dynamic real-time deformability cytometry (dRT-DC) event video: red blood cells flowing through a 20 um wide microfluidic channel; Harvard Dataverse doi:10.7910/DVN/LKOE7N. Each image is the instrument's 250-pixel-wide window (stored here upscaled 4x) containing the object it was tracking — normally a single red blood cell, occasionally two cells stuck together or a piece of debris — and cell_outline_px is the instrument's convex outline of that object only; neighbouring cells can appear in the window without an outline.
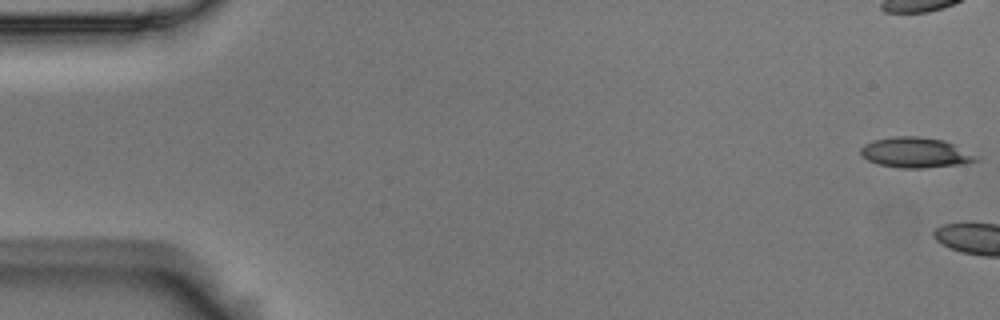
{"species": "Egyptian fruit bat (a non-hibernating species)", "species_latin": "Rousettus aegyptiacus", "temperature_condition": "room temperature", "stored_images_in_passage": 7, "camera_frame_rate_fps": 3000, "um_per_image_px": 0.085, "animal": {"sex": "male"}, "frame": {"image": 1, "passage_image": 1, "time_ms": 0.0, "image_size_px": [1000, 320], "cell_outline_px": [[980, 160], [968, 164], [924, 168], [900, 168], [880, 164], [868, 160], [860, 156], [860, 148], [864, 144], [872, 140], [892, 136], [920, 136], [944, 140], [976, 156]], "centroid_in_image_um": [77.79, 12.97], "position_along_channel_um": 7.2, "area_um2": 20.52}}
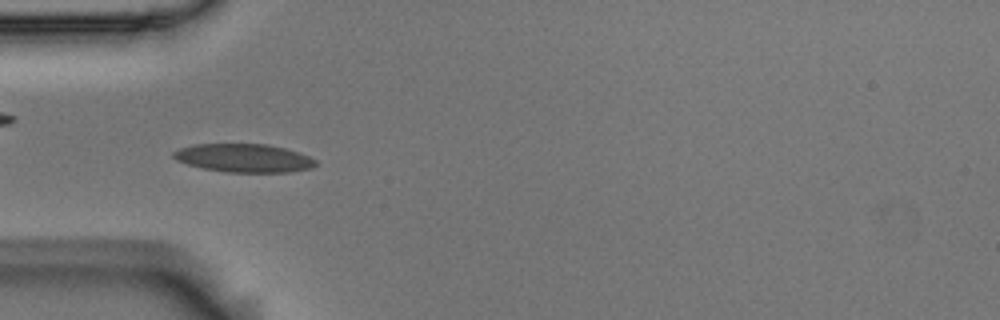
{"frame": {"image": 2, "passage_image": 6, "time_ms": 1.667, "image_size_px": [1000, 320], "cell_outline_px": [[316, 164], [312, 168], [288, 172], [228, 172], [204, 168], [188, 164], [176, 160], [172, 156], [172, 152], [180, 148], [192, 144], [268, 144], [284, 148], [308, 156], [316, 160]], "centroid_in_image_um": [20.71, 13.43], "position_along_channel_um": 64.3, "area_um2": 23.35}}
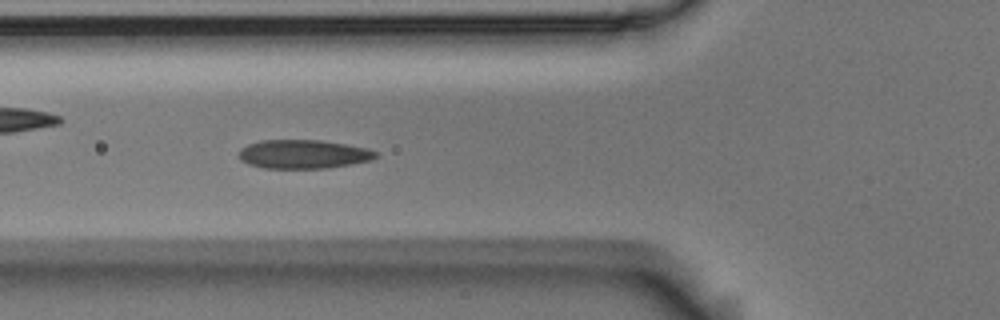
{"frame": {"image": 3, "passage_image": 7, "time_ms": 2.0, "image_size_px": [1000, 320], "cell_outline_px": [[380, 156], [372, 160], [328, 168], [264, 168], [248, 164], [240, 160], [240, 148], [248, 144], [260, 140], [320, 140], [368, 148], [376, 152]], "centroid_in_image_um": [25.79, 13.1], "position_along_channel_um": 100.0, "area_um2": 23.0}}